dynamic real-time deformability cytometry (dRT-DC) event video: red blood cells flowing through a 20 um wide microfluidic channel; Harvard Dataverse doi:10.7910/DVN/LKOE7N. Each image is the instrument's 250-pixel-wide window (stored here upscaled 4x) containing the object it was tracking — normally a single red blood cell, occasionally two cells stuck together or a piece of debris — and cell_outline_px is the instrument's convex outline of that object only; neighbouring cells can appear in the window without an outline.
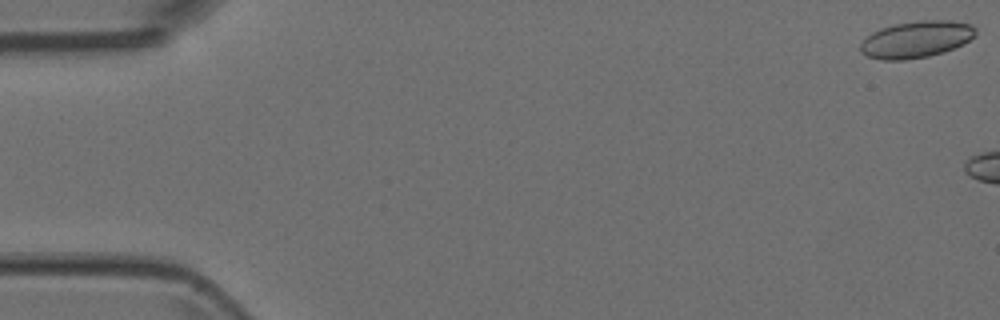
{"species": "Egyptian fruit bat (a non-hibernating species)", "species_latin": "Rousettus aegyptiacus", "temperature_condition": "room temperature", "stored_images_in_passage": 7, "camera_frame_rate_fps": 3000, "um_per_image_px": 0.085, "animal": {"sex": "female"}, "frame": {"image": 1, "passage_image": 1, "time_ms": 0.0, "image_size_px": [1000, 320], "cell_outline_px": [[976, 36], [964, 44], [944, 52], [928, 56], [904, 60], [880, 60], [868, 56], [860, 52], [860, 44], [872, 32], [880, 28], [896, 24], [920, 20], [948, 20], [972, 24], [976, 28]], "centroid_in_image_um": [77.91, 3.35], "position_along_channel_um": 7.1, "area_um2": 24.8}}
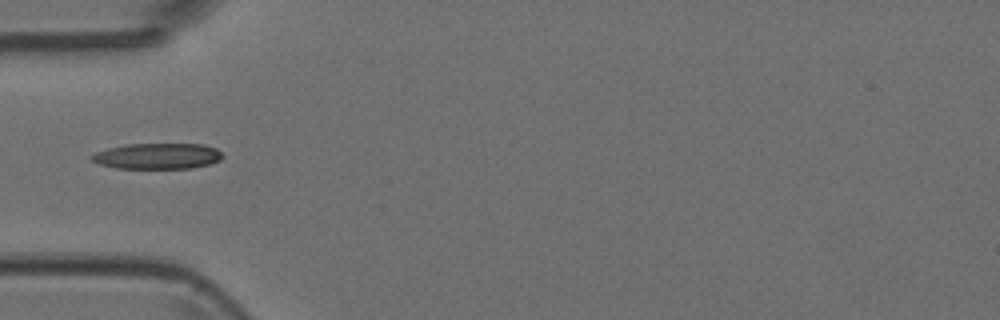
{"frame": {"image": 2, "passage_image": 6, "time_ms": 1.667, "image_size_px": [1000, 320], "cell_outline_px": [[224, 156], [220, 160], [212, 164], [192, 168], [116, 168], [100, 164], [92, 160], [92, 156], [96, 152], [108, 148], [128, 144], [204, 144], [216, 148]], "centroid_in_image_um": [13.45, 13.27], "position_along_channel_um": 71.6, "area_um2": 19.65}}
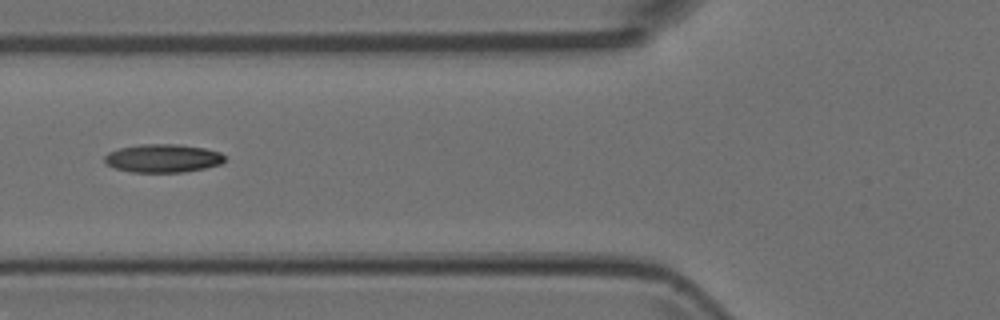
{"frame": {"image": 3, "passage_image": 7, "time_ms": 2.0, "image_size_px": [1000, 320], "cell_outline_px": [[224, 160], [220, 164], [204, 168], [184, 172], [132, 172], [116, 168], [108, 164], [104, 160], [104, 156], [108, 152], [120, 148], [140, 144], [176, 144], [204, 148], [220, 152], [224, 156]], "centroid_in_image_um": [13.83, 13.45], "position_along_channel_um": 112.0, "area_um2": 19.65}}